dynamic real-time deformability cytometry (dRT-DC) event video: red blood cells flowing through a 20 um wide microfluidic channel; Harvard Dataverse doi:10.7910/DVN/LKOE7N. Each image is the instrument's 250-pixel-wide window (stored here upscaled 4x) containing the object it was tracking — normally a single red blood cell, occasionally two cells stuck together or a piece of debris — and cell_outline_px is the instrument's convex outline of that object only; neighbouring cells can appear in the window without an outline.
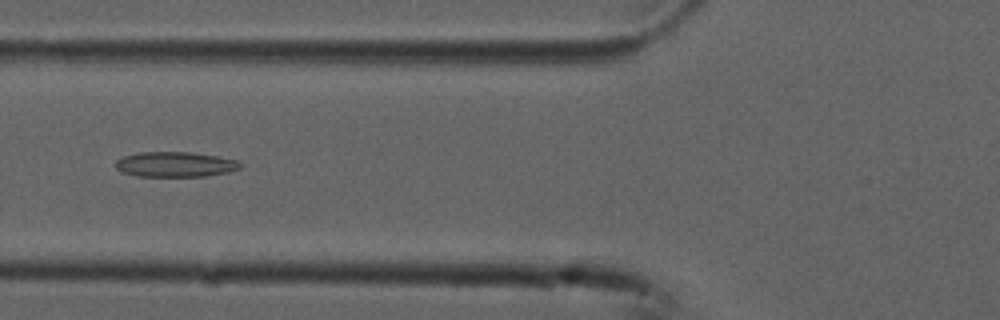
{"species": "common noctule bat (a hibernating species)", "species_latin": "Nyctalus noctula", "temperature_condition": "cold", "stored_images_in_passage": 6, "camera_frame_rate_fps": 3000, "um_per_image_px": 0.085, "animal": {"sex": "male", "forearm_length_mm": 52.5}, "frame": {"image": 1, "passage_image": 6, "time_ms": 1.667, "image_size_px": [1000, 320], "cell_outline_px": [[244, 164], [240, 168], [232, 172], [204, 176], [140, 176], [120, 172], [116, 168], [116, 160], [124, 156], [140, 152], [192, 152], [216, 156], [236, 160]], "centroid_in_image_um": [14.92, 13.97], "position_along_channel_um": 110.9, "area_um2": 18.32}}